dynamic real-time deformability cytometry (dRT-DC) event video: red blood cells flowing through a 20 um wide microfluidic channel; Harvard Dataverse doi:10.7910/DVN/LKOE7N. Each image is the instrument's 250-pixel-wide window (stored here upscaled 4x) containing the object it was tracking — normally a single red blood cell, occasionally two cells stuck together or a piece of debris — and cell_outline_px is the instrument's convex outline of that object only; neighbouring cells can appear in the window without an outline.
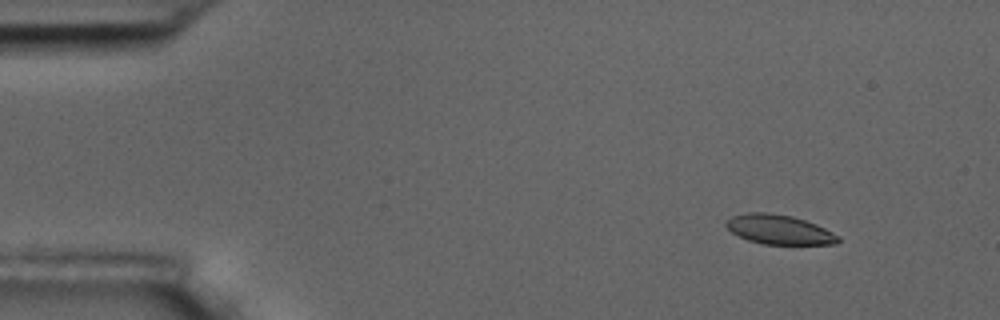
{"species": "common noctule bat (a hibernating species)", "species_latin": "Nyctalus noctula", "temperature_condition": "room temperature", "stored_images_in_passage": 5, "camera_frame_rate_fps": 3000, "um_per_image_px": 0.085, "animal": {"sex": "male", "body_mass_g": 17.5, "forearm_length_mm": 52.3}, "frame": {"image": 1, "passage_image": 1, "time_ms": 0.0, "image_size_px": [1000, 320], "cell_outline_px": [[840, 240], [836, 244], [764, 244], [748, 240], [732, 232], [724, 224], [732, 216], [748, 212], [764, 212], [792, 216], [816, 224], [840, 236]], "centroid_in_image_um": [66.24, 19.51], "position_along_channel_um": 18.8, "area_um2": 19.07}}